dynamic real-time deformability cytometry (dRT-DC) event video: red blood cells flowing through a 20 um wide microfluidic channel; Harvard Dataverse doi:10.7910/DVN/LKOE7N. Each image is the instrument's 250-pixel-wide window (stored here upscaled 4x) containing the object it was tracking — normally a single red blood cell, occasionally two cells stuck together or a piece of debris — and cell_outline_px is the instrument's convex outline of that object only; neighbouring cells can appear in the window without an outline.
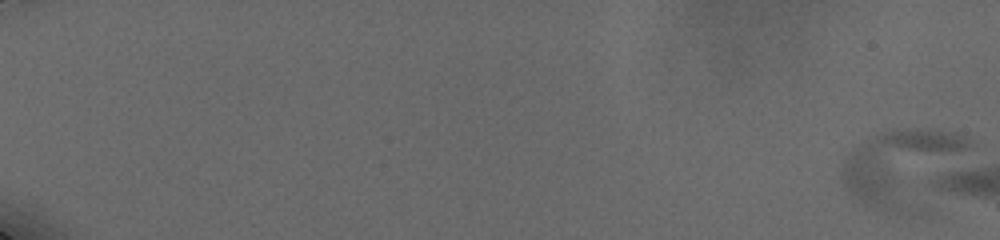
{"species": "human", "species_latin": "Homo sapiens", "temperature_condition": "cold", "stored_images_in_passage": 7, "camera_frame_rate_fps": 3000, "um_per_image_px": 0.085, "donor": {"sex": "male"}, "frame": {"image": 1, "passage_image": 1, "time_ms": 0.0, "image_size_px": [1000, 240], "cell_outline_px": [[972, 140], [968, 148], [900, 212], [876, 208], [852, 196], [840, 180], [840, 168], [848, 152], [856, 144], [872, 136], [884, 132], [916, 128], [956, 132], [968, 136]], "centroid_in_image_um": [76.44, 14.03], "position_along_channel_um": 8.6, "area_um2": 51.5}}